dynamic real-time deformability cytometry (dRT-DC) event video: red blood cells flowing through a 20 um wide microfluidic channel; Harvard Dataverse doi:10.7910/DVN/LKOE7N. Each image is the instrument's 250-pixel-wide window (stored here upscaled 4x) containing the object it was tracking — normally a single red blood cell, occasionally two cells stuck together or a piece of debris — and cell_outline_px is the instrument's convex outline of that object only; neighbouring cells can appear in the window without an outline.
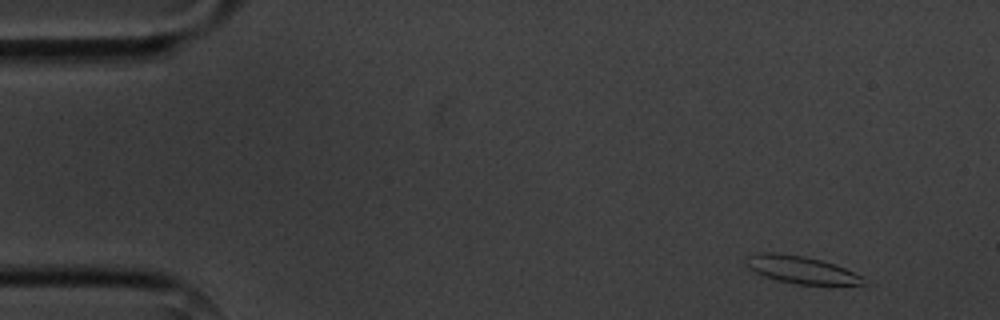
{"species": "common noctule bat (a hibernating species)", "species_latin": "Nyctalus noctula", "temperature_condition": "cold", "stored_images_in_passage": 5, "camera_frame_rate_fps": 3000, "um_per_image_px": 0.085, "animal": {"sex": "male", "body_mass_g": 20.1, "forearm_length_mm": 53.5}, "frame": {"image": 1, "passage_image": 1, "time_ms": 0.0, "image_size_px": [1000, 320], "cell_outline_px": [[868, 280], [864, 284], [796, 284], [776, 280], [764, 276], [748, 268], [744, 264], [748, 256], [760, 252], [776, 252], [804, 256], [820, 260], [844, 268], [864, 276]], "centroid_in_image_um": [68.08, 22.92], "position_along_channel_um": 16.9, "area_um2": 18.67}}
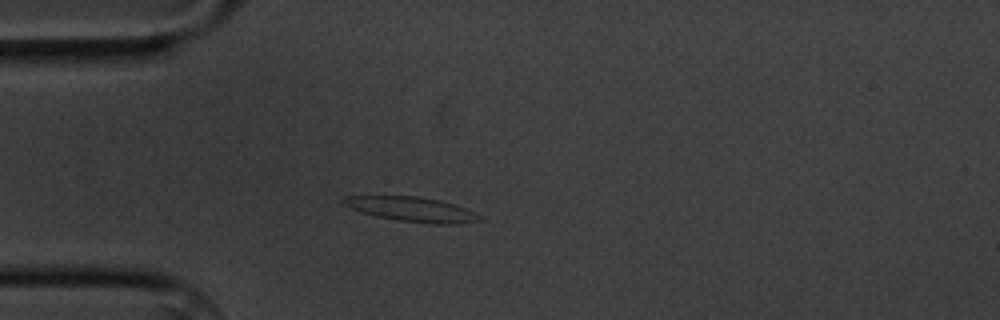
{"frame": {"image": 2, "passage_image": 4, "time_ms": 3.333, "image_size_px": [1000, 320], "cell_outline_px": [[480, 220], [460, 224], [432, 224], [400, 220], [376, 216], [352, 208], [344, 204], [340, 200], [344, 196], [420, 196], [440, 200], [464, 208], [480, 216]], "centroid_in_image_um": [34.99, 17.78], "position_along_channel_um": 50.0, "area_um2": 19.19}}